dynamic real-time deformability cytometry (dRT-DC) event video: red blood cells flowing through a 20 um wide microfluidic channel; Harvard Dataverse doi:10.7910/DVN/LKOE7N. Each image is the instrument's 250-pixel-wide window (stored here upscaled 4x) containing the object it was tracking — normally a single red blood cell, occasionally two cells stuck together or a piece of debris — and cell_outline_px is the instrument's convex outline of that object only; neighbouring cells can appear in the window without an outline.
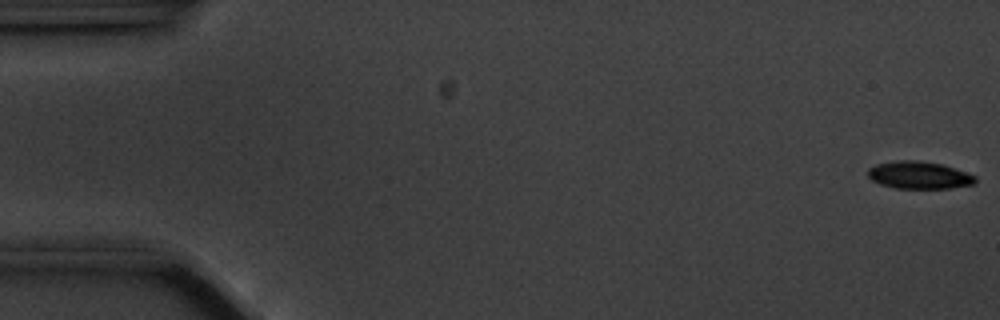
{"species": "common noctule bat (a hibernating species)", "species_latin": "Nyctalus noctula", "temperature_condition": "cold", "stored_images_in_passage": 57, "camera_frame_rate_fps": 3000, "um_per_image_px": 0.085, "animal": {"sex": "male", "body_mass_g": 20.1, "forearm_length_mm": 53.5}, "frame": {"image": 1, "passage_image": 1, "time_ms": 0.0, "image_size_px": [1000, 320], "cell_outline_px": [[976, 184], [948, 188], [896, 188], [880, 184], [872, 180], [868, 176], [868, 168], [876, 164], [900, 160], [916, 160], [940, 164], [976, 176]], "centroid_in_image_um": [78.1, 14.89], "position_along_channel_um": 6.9, "area_um2": 16.94}}
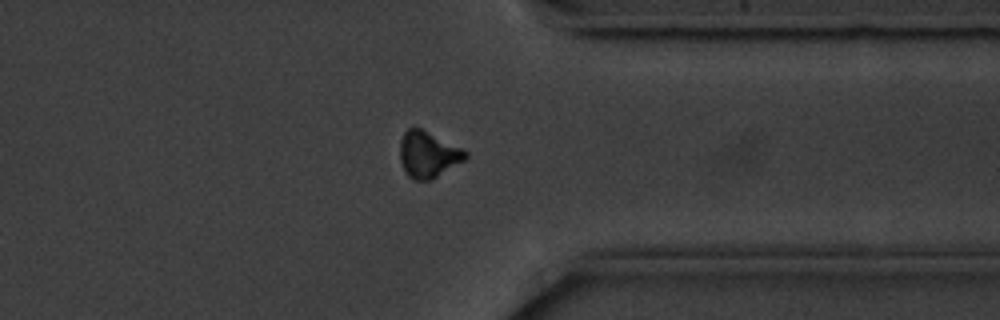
{"frame": {"image": 2, "passage_image": 44, "time_ms": 14.333, "image_size_px": [1000, 320], "cell_outline_px": [[468, 156], [464, 160], [432, 180], [412, 180], [408, 176], [400, 160], [400, 140], [404, 132], [408, 128], [420, 128], [464, 148], [468, 152]], "centroid_in_image_um": [36.4, 13.13], "position_along_channel_um": 375.0, "area_um2": 17.74}}
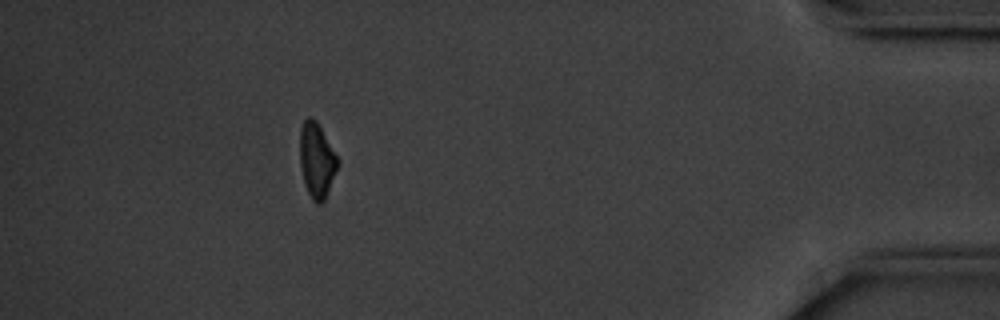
{"frame": {"image": 3, "passage_image": 51, "time_ms": 16.667, "image_size_px": [1000, 320], "cell_outline_px": [[340, 164], [324, 200], [320, 204], [316, 204], [312, 200], [304, 184], [300, 164], [300, 128], [304, 120], [308, 116], [312, 116], [316, 120], [340, 160]], "centroid_in_image_um": [26.93, 13.61], "position_along_channel_um": 408.3, "area_um2": 16.7}, "authors_computed_cell_mechanics": {"area_um2": 17.5712, "velocity_mm_per_s": 3.5411, "shape_relaxation_time_tau1_ms": 3.6494, "shape_relaxation_time_tau2_ms": null, "deformation_change_tau1": 0.119, "deformation_change_tau2": null}}